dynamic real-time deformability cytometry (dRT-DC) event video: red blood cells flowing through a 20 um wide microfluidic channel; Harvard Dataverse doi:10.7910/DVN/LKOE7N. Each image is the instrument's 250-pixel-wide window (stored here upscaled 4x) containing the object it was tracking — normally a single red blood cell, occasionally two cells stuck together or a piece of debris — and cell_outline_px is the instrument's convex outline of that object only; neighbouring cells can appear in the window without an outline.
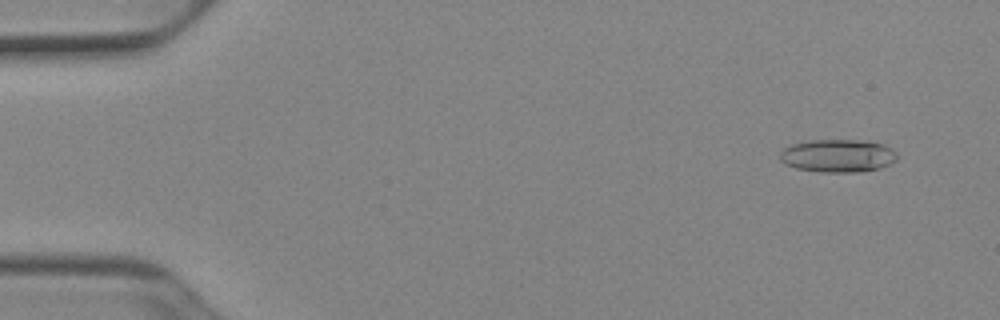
{"species": "Egyptian fruit bat (a non-hibernating species)", "species_latin": "Rousettus aegyptiacus", "temperature_condition": "cold", "stored_images_in_passage": 14, "camera_frame_rate_fps": 3000, "um_per_image_px": 0.085, "animal": {"sex": "female"}, "frame": {"image": 1, "passage_image": 3, "time_ms": 0.667, "image_size_px": [1000, 320], "cell_outline_px": [[900, 156], [896, 160], [880, 168], [856, 172], [820, 172], [796, 168], [784, 164], [780, 160], [780, 152], [784, 148], [792, 144], [812, 140], [856, 140], [884, 144], [892, 148]], "centroid_in_image_um": [71.22, 13.24], "position_along_channel_um": 13.8, "area_um2": 22.54}}